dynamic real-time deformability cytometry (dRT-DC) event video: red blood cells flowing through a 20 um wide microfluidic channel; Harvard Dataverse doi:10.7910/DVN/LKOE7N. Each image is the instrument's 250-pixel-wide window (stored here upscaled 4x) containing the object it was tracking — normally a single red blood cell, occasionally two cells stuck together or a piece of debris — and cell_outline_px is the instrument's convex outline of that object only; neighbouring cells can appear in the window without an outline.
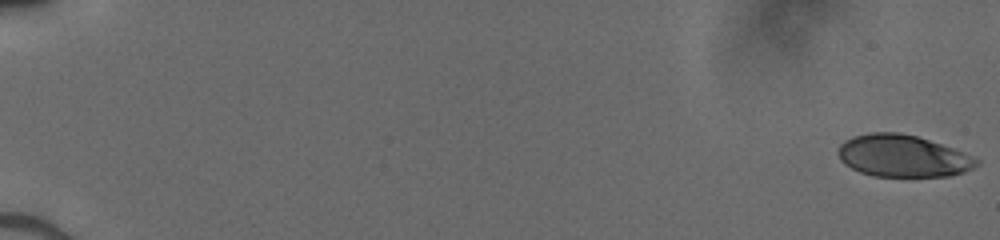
{"species": "human", "species_latin": "Homo sapiens", "temperature_condition": "cold", "stored_images_in_passage": 52, "camera_frame_rate_fps": 3000, "um_per_image_px": 0.085, "donor": {"sex": "male"}, "frame": {"image": 1, "passage_image": 1, "time_ms": 0.0, "image_size_px": [1000, 240], "cell_outline_px": [[980, 164], [964, 172], [948, 176], [872, 176], [860, 172], [844, 164], [840, 160], [840, 144], [844, 140], [852, 136], [868, 132], [900, 132], [916, 136], [952, 148], [972, 156], [980, 160]], "centroid_in_image_um": [76.72, 13.25], "position_along_channel_um": 8.3, "area_um2": 33.76}}
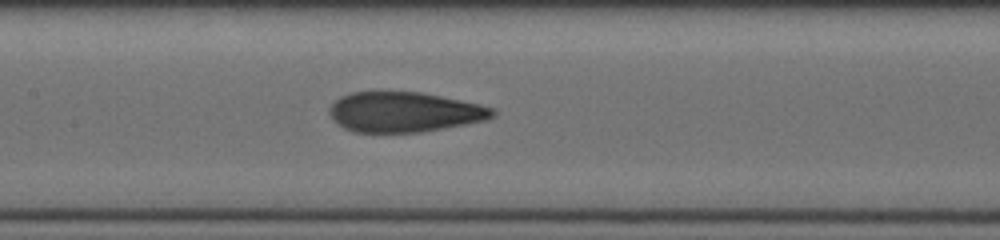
{"frame": {"image": 2, "passage_image": 28, "time_ms": 9.0, "image_size_px": [1000, 240], "cell_outline_px": [[496, 116], [484, 120], [444, 128], [420, 132], [352, 132], [336, 124], [332, 120], [328, 112], [328, 108], [340, 96], [352, 92], [420, 92], [440, 96], [496, 108]], "centroid_in_image_um": [34.32, 9.53], "position_along_channel_um": 173.1, "area_um2": 38.09}}
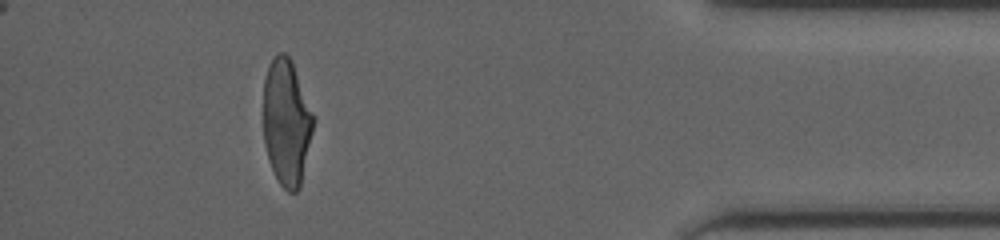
{"frame": {"image": 3, "passage_image": 48, "time_ms": 15.667, "image_size_px": [1000, 240], "cell_outline_px": [[316, 120], [300, 188], [296, 192], [288, 192], [276, 180], [268, 160], [264, 140], [264, 80], [268, 64], [276, 52], [284, 52], [292, 60], [316, 116]], "centroid_in_image_um": [24.38, 10.37], "position_along_channel_um": 410.8, "area_um2": 37.74}}